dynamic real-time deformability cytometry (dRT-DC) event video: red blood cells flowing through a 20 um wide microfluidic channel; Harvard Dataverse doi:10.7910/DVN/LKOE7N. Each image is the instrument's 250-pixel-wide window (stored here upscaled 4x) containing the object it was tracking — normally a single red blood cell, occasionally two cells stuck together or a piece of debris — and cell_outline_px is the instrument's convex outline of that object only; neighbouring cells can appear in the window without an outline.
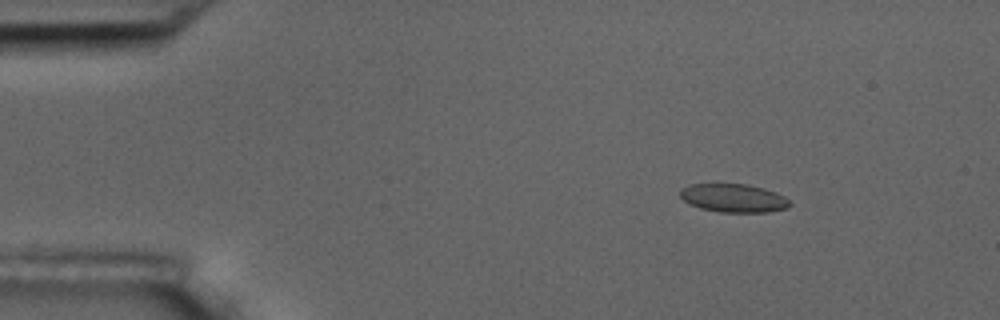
{"species": "common noctule bat (a hibernating species)", "species_latin": "Nyctalus noctula", "temperature_condition": "room temperature", "stored_images_in_passage": 8, "camera_frame_rate_fps": 3000, "um_per_image_px": 0.085, "animal": {"sex": "male", "body_mass_g": 17.5, "forearm_length_mm": 52.3}, "frame": {"image": 1, "passage_image": 3, "time_ms": 2.333, "image_size_px": [1000, 320], "cell_outline_px": [[792, 204], [788, 208], [768, 212], [720, 212], [700, 208], [688, 204], [680, 196], [680, 188], [688, 184], [712, 180], [716, 180], [748, 184], [764, 188], [784, 196]], "centroid_in_image_um": [62.26, 16.77], "position_along_channel_um": 22.7, "area_um2": 19.19}}
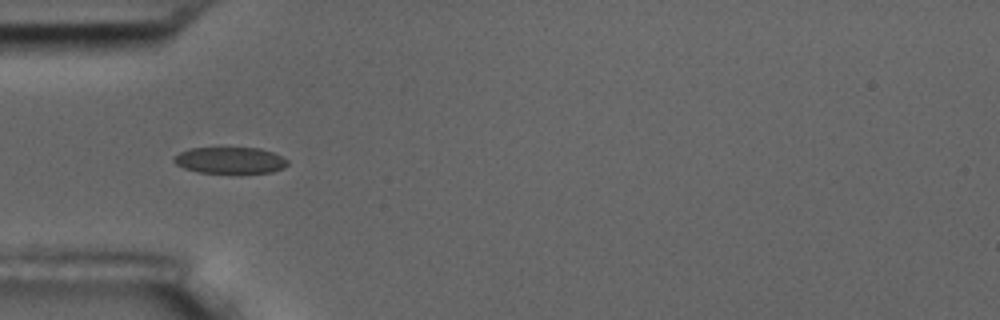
{"frame": {"image": 2, "passage_image": 6, "time_ms": 5.667, "image_size_px": [1000, 320], "cell_outline_px": [[288, 164], [284, 168], [272, 172], [200, 172], [184, 168], [176, 164], [172, 160], [180, 152], [188, 148], [260, 148], [272, 152], [288, 160]], "centroid_in_image_um": [19.56, 13.61], "position_along_channel_um": 65.4, "area_um2": 17.22}}